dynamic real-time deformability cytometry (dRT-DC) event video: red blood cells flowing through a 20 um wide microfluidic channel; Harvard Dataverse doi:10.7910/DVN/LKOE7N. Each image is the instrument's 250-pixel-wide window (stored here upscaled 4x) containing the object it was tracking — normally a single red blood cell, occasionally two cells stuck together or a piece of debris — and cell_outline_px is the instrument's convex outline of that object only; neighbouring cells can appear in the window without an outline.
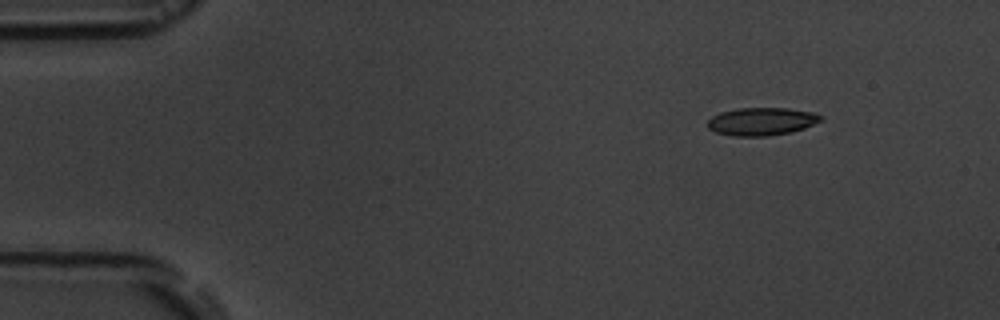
{"species": "common noctule bat (a hibernating species)", "species_latin": "Nyctalus noctula", "temperature_condition": "room temperature", "stored_images_in_passage": 4, "camera_frame_rate_fps": 3000, "um_per_image_px": 0.085, "animal": {"sex": "male", "body_mass_g": 19.5, "forearm_length_mm": 54.6}, "frame": {"image": 1, "passage_image": 1, "time_ms": 0.0, "image_size_px": [1000, 320], "cell_outline_px": [[824, 120], [804, 128], [792, 132], [768, 136], [736, 136], [716, 132], [708, 128], [708, 120], [712, 116], [720, 112], [740, 108], [788, 108], [812, 112], [824, 116]], "centroid_in_image_um": [64.78, 10.32], "position_along_channel_um": 20.2, "area_um2": 18.44}}
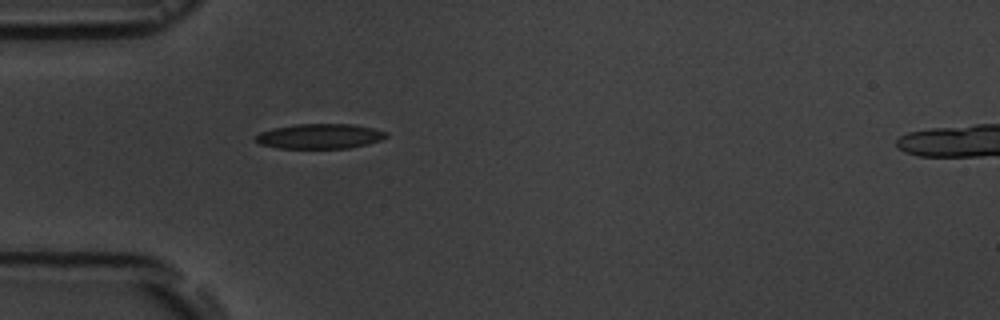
{"frame": {"image": 2, "passage_image": 4, "time_ms": 3.333, "image_size_px": [1000, 320], "cell_outline_px": [[388, 136], [380, 140], [368, 144], [348, 148], [276, 148], [260, 144], [252, 140], [252, 136], [260, 132], [272, 128], [296, 124], [352, 124], [372, 128], [388, 132]], "centroid_in_image_um": [27.12, 11.58], "position_along_channel_um": 57.9, "area_um2": 19.19}}